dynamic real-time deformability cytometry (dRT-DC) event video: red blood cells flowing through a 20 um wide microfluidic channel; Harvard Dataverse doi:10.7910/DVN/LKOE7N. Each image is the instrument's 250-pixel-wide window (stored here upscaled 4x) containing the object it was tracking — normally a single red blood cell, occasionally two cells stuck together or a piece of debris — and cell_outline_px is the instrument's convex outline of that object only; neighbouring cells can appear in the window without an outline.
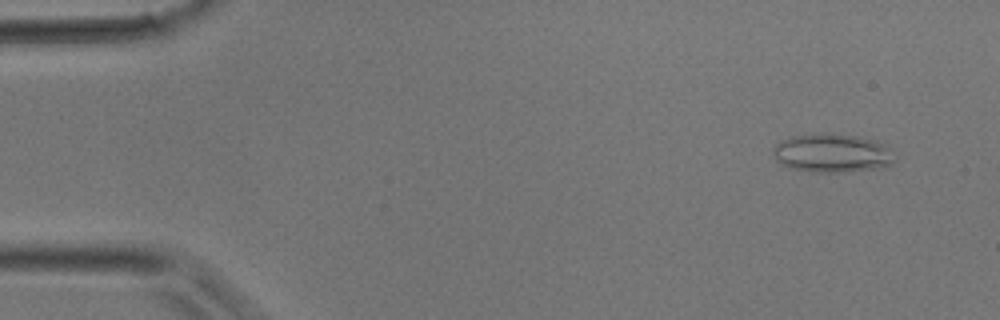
{"species": "common noctule bat (a hibernating species)", "species_latin": "Nyctalus noctula", "temperature_condition": "room temperature", "stored_images_in_passage": 39, "camera_frame_rate_fps": 3000, "um_per_image_px": 0.085, "animal": {"sex": "male", "body_mass_g": 17.9}, "frame": {"image": 1, "passage_image": 3, "time_ms": 0.667, "image_size_px": [1000, 320], "cell_outline_px": [[896, 160], [892, 164], [872, 168], [840, 172], [812, 172], [792, 168], [780, 164], [776, 160], [772, 152], [772, 148], [780, 140], [792, 136], [824, 132], [828, 132], [856, 136], [876, 140], [884, 144], [888, 148]], "centroid_in_image_um": [70.68, 12.99], "position_along_channel_um": 14.3, "area_um2": 27.46}}
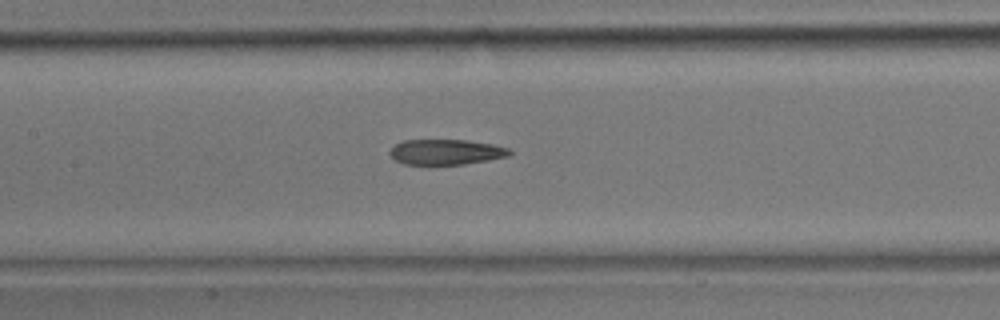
{"frame": {"image": 2, "passage_image": 18, "time_ms": 5.667, "image_size_px": [1000, 320], "cell_outline_px": [[512, 152], [508, 156], [488, 160], [464, 164], [428, 168], [404, 164], [396, 160], [388, 152], [396, 144], [404, 140], [468, 140], [492, 144], [508, 148]], "centroid_in_image_um": [37.86, 12.97], "position_along_channel_um": 169.5, "area_um2": 18.38}}
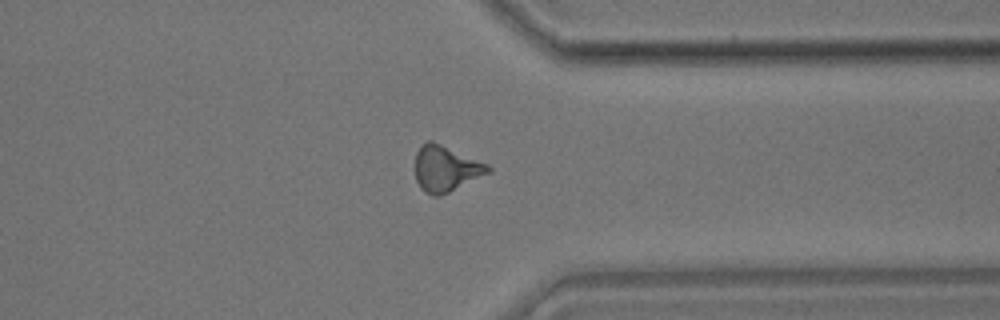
{"frame": {"image": 3, "passage_image": 30, "time_ms": 9.667, "image_size_px": [1000, 320], "cell_outline_px": [[492, 172], [440, 196], [432, 196], [424, 192], [420, 188], [416, 180], [412, 168], [416, 152], [428, 140], [432, 140], [488, 164], [492, 168]], "centroid_in_image_um": [37.86, 14.34], "position_along_channel_um": 373.5, "area_um2": 19.88}}